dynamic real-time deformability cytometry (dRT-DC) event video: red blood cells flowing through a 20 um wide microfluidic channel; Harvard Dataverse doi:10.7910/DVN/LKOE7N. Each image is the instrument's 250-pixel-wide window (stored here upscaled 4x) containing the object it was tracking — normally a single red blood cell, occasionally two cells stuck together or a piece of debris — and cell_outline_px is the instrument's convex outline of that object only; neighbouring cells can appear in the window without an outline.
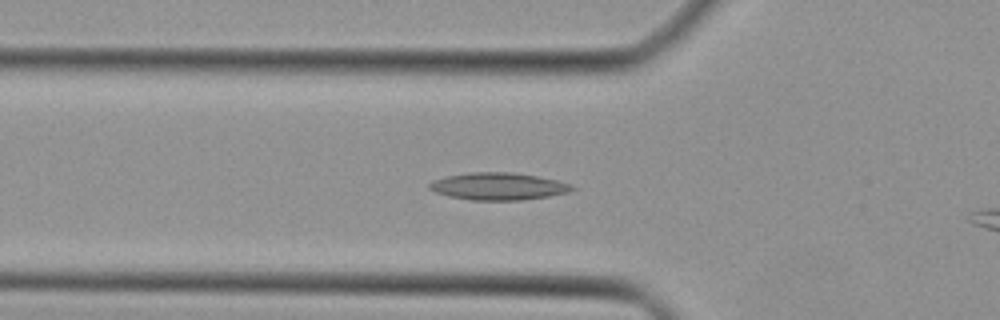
{"species": "Egyptian fruit bat (a non-hibernating species)", "species_latin": "Rousettus aegyptiacus", "temperature_condition": "cold", "stored_images_in_passage": 33, "camera_frame_rate_fps": 3000, "um_per_image_px": 0.085, "animal": {"sex": "female"}, "frame": {"image": 1, "passage_image": 8, "time_ms": 2.333, "image_size_px": [1000, 320], "cell_outline_px": [[576, 188], [568, 192], [548, 196], [524, 200], [472, 200], [448, 196], [436, 192], [428, 188], [428, 184], [432, 180], [448, 176], [468, 172], [512, 172], [536, 176], [556, 180], [572, 184]], "centroid_in_image_um": [42.35, 15.83], "position_along_channel_um": 83.5, "area_um2": 22.66}}
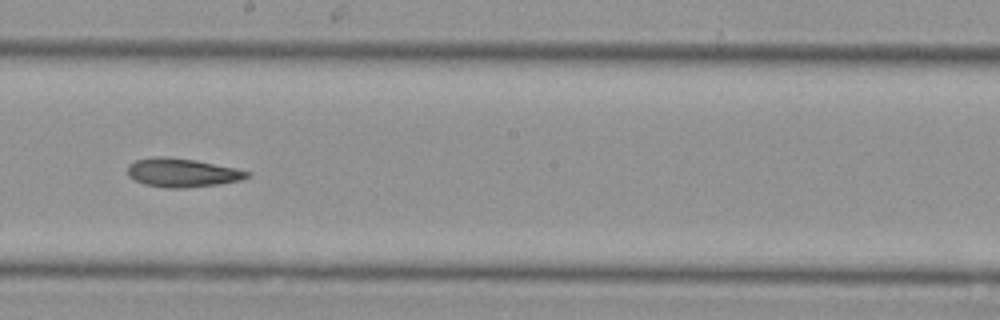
{"frame": {"image": 2, "passage_image": 18, "time_ms": 5.667, "image_size_px": [1000, 320], "cell_outline_px": [[252, 176], [240, 180], [220, 184], [184, 188], [168, 188], [144, 184], [128, 176], [128, 164], [136, 160], [152, 156], [168, 156], [196, 160], [236, 168], [252, 172]], "centroid_in_image_um": [15.51, 14.67], "position_along_channel_um": 232.7, "area_um2": 20.23}}
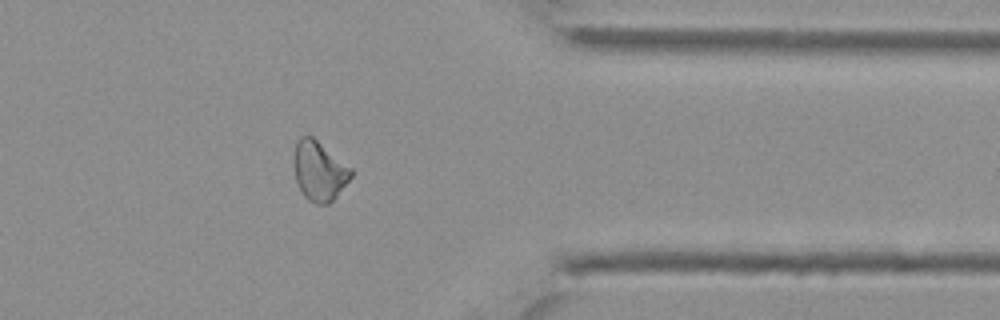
{"frame": {"image": 3, "passage_image": 29, "time_ms": 9.333, "image_size_px": [1000, 320], "cell_outline_px": [[352, 176], [336, 196], [328, 204], [316, 204], [308, 200], [304, 196], [296, 180], [292, 160], [296, 140], [300, 136], [312, 136], [352, 168]], "centroid_in_image_um": [27.1, 14.51], "position_along_channel_um": 384.3, "area_um2": 19.88}}